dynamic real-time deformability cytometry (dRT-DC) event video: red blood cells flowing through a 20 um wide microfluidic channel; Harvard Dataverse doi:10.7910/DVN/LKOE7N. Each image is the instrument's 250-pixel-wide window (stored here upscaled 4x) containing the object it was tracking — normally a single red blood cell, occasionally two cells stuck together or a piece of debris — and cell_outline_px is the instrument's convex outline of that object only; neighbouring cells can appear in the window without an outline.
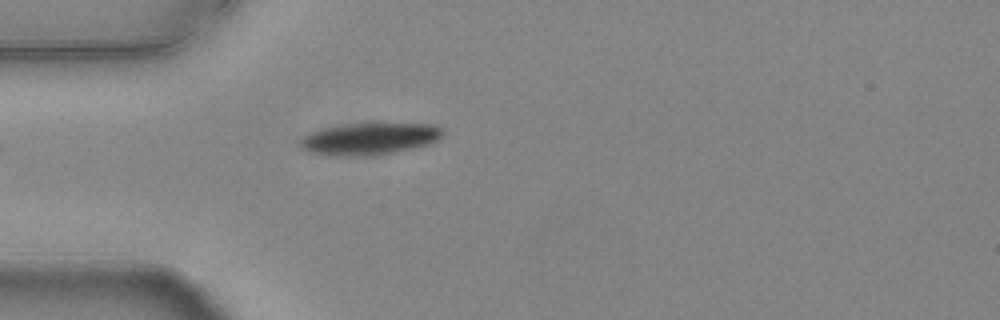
{"species": "common noctule bat (a hibernating species)", "species_latin": "Nyctalus noctula", "temperature_condition": "warm", "stored_images_in_passage": 5, "camera_frame_rate_fps": 3000, "um_per_image_px": 0.085, "animal": {"sex": "female", "body_mass_g": 24.6, "forearm_length_mm": 56.2}, "frame": {"image": 1, "passage_image": 1, "time_ms": 0.0, "image_size_px": [1000, 320], "cell_outline_px": [[444, 132], [436, 140], [428, 144], [412, 148], [392, 152], [312, 152], [300, 148], [296, 144], [296, 140], [312, 132], [324, 128], [352, 124], [432, 124], [440, 128]], "centroid_in_image_um": [31.42, 11.73], "position_along_channel_um": 53.6, "area_um2": 24.51}}
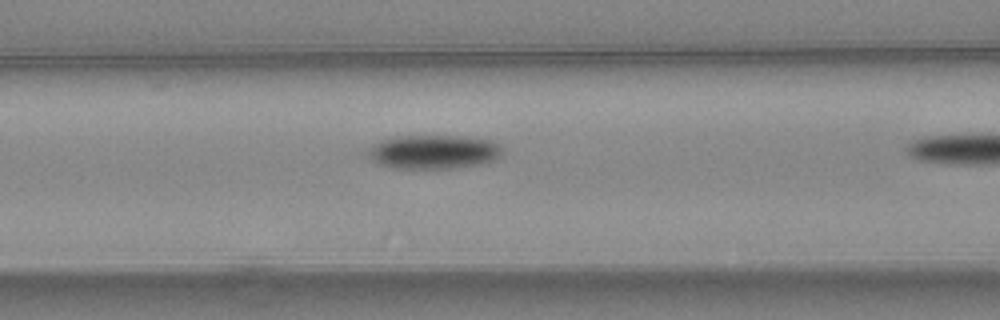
{"frame": {"image": 2, "passage_image": 4, "time_ms": 1.0, "image_size_px": [1000, 320], "cell_outline_px": [[504, 152], [496, 160], [480, 164], [452, 168], [392, 168], [380, 164], [372, 160], [368, 156], [368, 152], [380, 140], [396, 136], [468, 136], [492, 140], [500, 144], [504, 148]], "centroid_in_image_um": [36.94, 12.9], "position_along_channel_um": 129.7, "area_um2": 26.76}}